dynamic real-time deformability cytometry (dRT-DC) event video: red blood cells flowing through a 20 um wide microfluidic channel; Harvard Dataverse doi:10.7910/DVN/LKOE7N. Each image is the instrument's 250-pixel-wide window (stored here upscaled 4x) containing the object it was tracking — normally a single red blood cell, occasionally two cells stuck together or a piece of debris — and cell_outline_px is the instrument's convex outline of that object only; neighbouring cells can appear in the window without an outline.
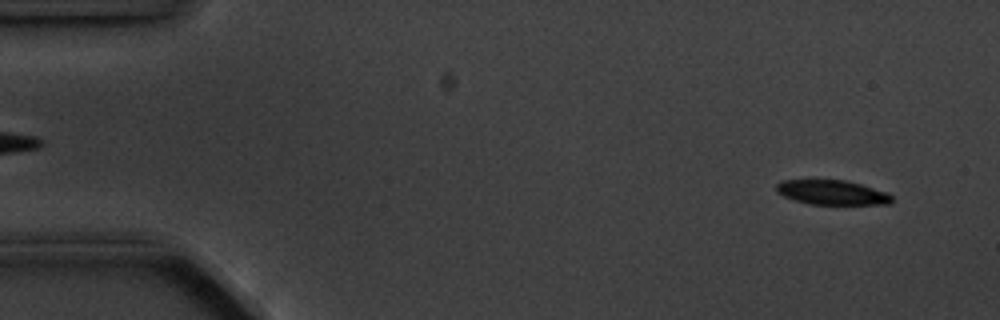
{"species": "common noctule bat (a hibernating species)", "species_latin": "Nyctalus noctula", "temperature_condition": "cold", "stored_images_in_passage": 4, "camera_frame_rate_fps": 3000, "um_per_image_px": 0.085, "animal": {"sex": "male", "body_mass_g": 20.1, "forearm_length_mm": 53.5}, "frame": {"image": 1, "passage_image": 1, "time_ms": 0.0, "image_size_px": [1000, 320], "cell_outline_px": [[892, 204], [808, 204], [784, 196], [776, 192], [776, 184], [780, 180], [844, 180], [860, 184], [888, 192], [892, 196]], "centroid_in_image_um": [70.72, 16.36], "position_along_channel_um": 14.3, "area_um2": 16.53}}
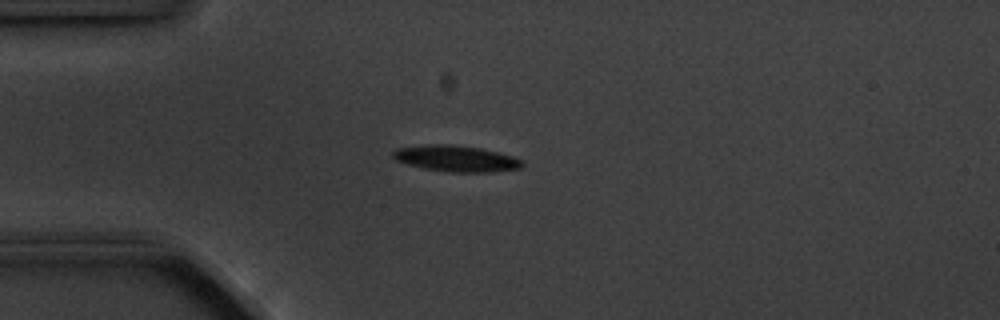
{"frame": {"image": 2, "passage_image": 4, "time_ms": 3.333, "image_size_px": [1000, 320], "cell_outline_px": [[524, 164], [520, 168], [492, 172], [452, 172], [424, 168], [408, 164], [396, 160], [392, 156], [392, 152], [396, 148], [428, 144], [452, 144], [480, 148], [512, 156], [524, 160]], "centroid_in_image_um": [38.77, 13.47], "position_along_channel_um": 46.2, "area_um2": 19.65}}